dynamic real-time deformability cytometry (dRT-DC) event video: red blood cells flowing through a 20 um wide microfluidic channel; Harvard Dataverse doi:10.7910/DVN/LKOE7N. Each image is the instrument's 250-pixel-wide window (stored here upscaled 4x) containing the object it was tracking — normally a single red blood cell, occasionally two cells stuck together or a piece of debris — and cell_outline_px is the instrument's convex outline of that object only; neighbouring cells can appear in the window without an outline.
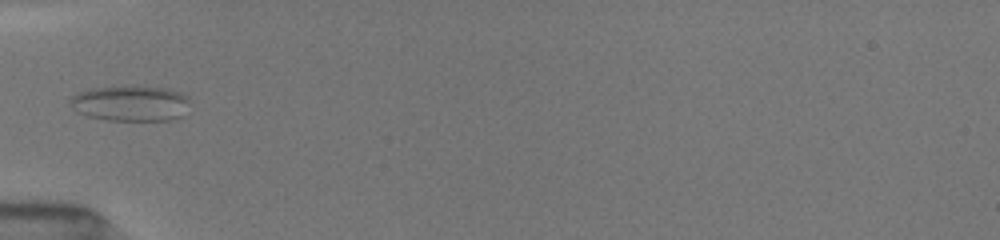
{"species": "common noctule bat (a hibernating species)", "species_latin": "Nyctalus noctula", "temperature_condition": "room temperature", "stored_images_in_passage": 2, "camera_frame_rate_fps": 3000, "um_per_image_px": 0.085, "animal": {"sex": "female", "body_mass_g": 19.5, "forearm_length_mm": 54.1}, "frame": {"image": 1, "passage_image": 1, "time_ms": 0.0, "image_size_px": [1000, 240], "cell_outline_px": [[188, 100], [184, 116], [172, 120], [108, 120], [88, 116], [76, 112], [68, 104], [72, 96], [76, 92], [88, 88], [124, 84], [168, 88], [180, 92], [188, 96]], "centroid_in_image_um": [11.05, 8.75], "position_along_channel_um": 73.9, "area_um2": 25.66}}